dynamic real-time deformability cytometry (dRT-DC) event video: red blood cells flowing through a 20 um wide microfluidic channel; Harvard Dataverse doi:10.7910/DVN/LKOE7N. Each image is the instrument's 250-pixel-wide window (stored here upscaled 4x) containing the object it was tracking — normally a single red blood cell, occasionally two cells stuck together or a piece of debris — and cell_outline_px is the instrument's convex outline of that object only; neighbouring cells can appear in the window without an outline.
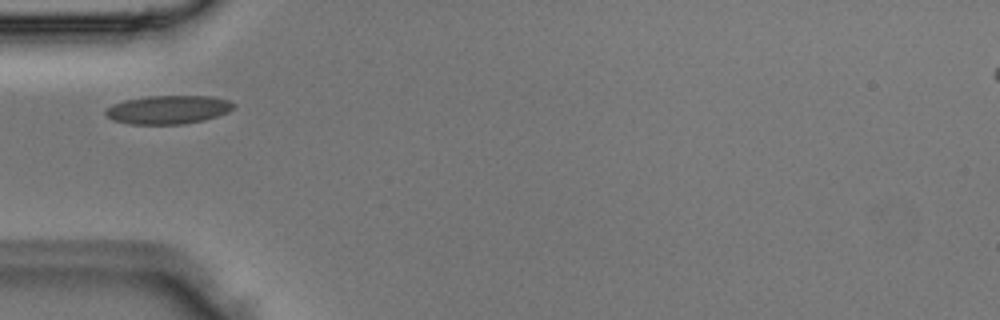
{"species": "Egyptian fruit bat (a non-hibernating species)", "species_latin": "Rousettus aegyptiacus", "temperature_condition": "room temperature", "stored_images_in_passage": 2, "camera_frame_rate_fps": 3000, "um_per_image_px": 0.085, "animal": {"sex": "male"}, "frame": {"image": 1, "passage_image": 1, "time_ms": 0.0, "image_size_px": [1000, 320], "cell_outline_px": [[236, 104], [228, 112], [204, 120], [184, 124], [128, 124], [112, 120], [104, 112], [112, 104], [124, 100], [144, 96], [212, 96], [228, 100]], "centroid_in_image_um": [14.28, 9.32], "position_along_channel_um": 70.7, "area_um2": 21.33}}
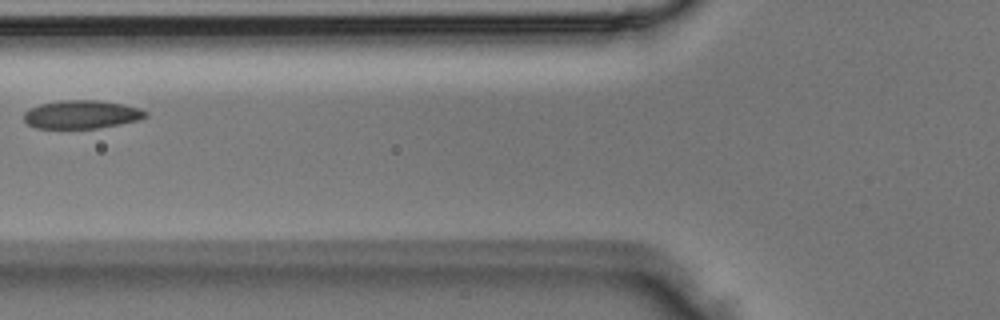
{"frame": {"image": 2, "passage_image": 2, "time_ms": 0.333, "image_size_px": [1000, 320], "cell_outline_px": [[148, 116], [140, 120], [100, 128], [36, 128], [28, 124], [24, 120], [24, 112], [28, 108], [40, 104], [60, 100], [96, 100], [124, 104], [140, 108], [148, 112]], "centroid_in_image_um": [6.95, 9.72], "position_along_channel_um": 118.8, "area_um2": 20.29}}